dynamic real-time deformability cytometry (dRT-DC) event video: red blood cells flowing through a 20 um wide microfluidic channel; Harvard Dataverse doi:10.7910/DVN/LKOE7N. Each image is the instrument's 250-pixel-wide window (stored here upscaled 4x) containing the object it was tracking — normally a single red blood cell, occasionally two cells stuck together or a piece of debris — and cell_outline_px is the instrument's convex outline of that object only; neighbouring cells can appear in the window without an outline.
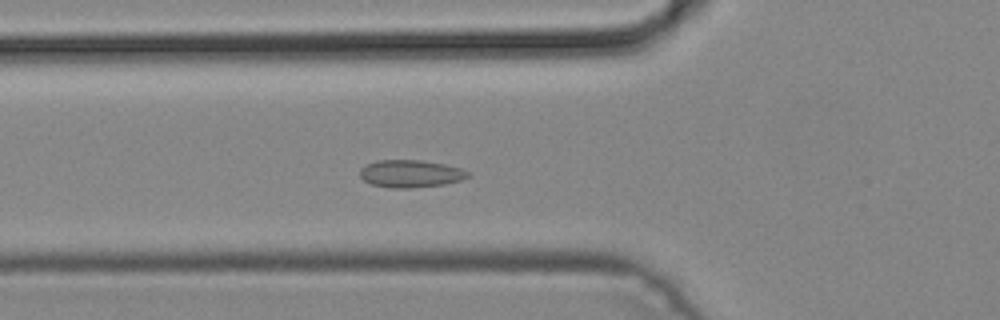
{"species": "common noctule bat (a hibernating species)", "species_latin": "Nyctalus noctula", "temperature_condition": "cold", "stored_images_in_passage": 33, "camera_frame_rate_fps": 3000, "um_per_image_px": 0.085, "animal": {"sex": "male", "body_mass_g": 19.2, "forearm_length_mm": 51.8}, "frame": {"image": 1, "passage_image": 2, "time_ms": 0.333, "image_size_px": [1000, 320], "cell_outline_px": [[468, 176], [460, 180], [444, 184], [408, 188], [392, 188], [372, 184], [364, 180], [360, 176], [360, 168], [364, 164], [376, 160], [420, 160], [444, 164], [460, 168], [468, 172]], "centroid_in_image_um": [34.84, 14.75], "position_along_channel_um": 91.0, "area_um2": 17.17}}
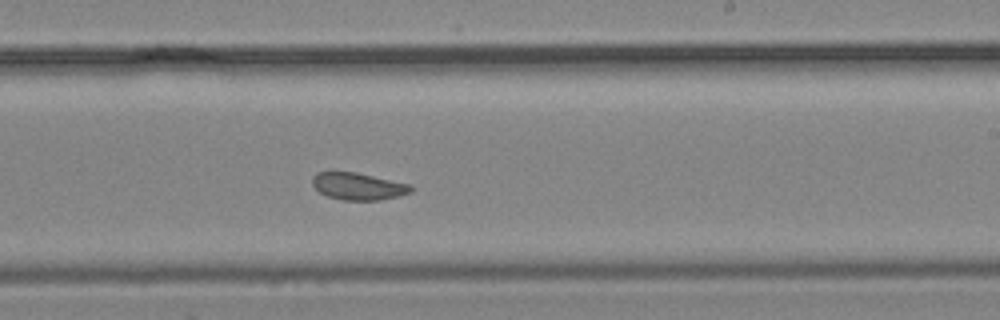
{"frame": {"image": 2, "passage_image": 14, "time_ms": 4.333, "image_size_px": [1000, 320], "cell_outline_px": [[412, 192], [400, 196], [380, 200], [344, 200], [328, 196], [320, 192], [312, 184], [312, 176], [316, 172], [356, 172], [412, 184]], "centroid_in_image_um": [30.48, 15.83], "position_along_channel_um": 258.5, "area_um2": 15.66}}
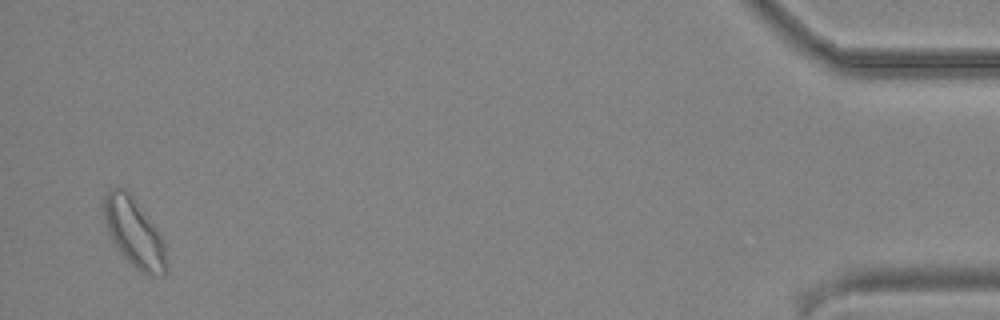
{"frame": {"image": 3, "passage_image": 32, "time_ms": 10.333, "image_size_px": [1000, 320], "cell_outline_px": [[168, 272], [164, 276], [148, 276], [140, 272], [120, 252], [112, 240], [108, 232], [104, 220], [104, 196], [112, 188], [124, 188], [132, 196], [160, 232], [164, 240], [168, 264]], "centroid_in_image_um": [11.46, 19.84], "position_along_channel_um": 423.7, "area_um2": 25.2}}